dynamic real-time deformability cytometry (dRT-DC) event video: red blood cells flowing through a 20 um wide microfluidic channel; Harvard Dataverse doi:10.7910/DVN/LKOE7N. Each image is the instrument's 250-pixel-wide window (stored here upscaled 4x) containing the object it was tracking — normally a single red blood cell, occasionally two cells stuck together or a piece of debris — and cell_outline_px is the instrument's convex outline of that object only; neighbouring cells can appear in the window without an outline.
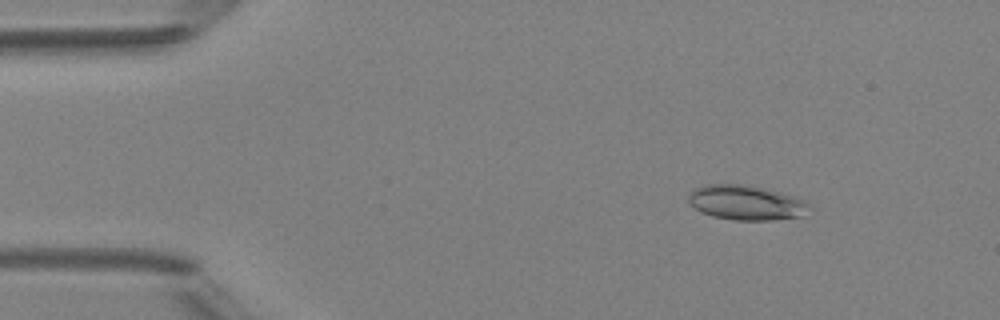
{"species": "Egyptian fruit bat (a non-hibernating species)", "species_latin": "Rousettus aegyptiacus", "temperature_condition": "room temperature", "stored_images_in_passage": 48, "camera_frame_rate_fps": 3000, "um_per_image_px": 0.085, "animal": {"sex": "female"}, "frame": {"image": 1, "passage_image": 6, "time_ms": 1.667, "image_size_px": [1000, 320], "cell_outline_px": [[808, 208], [800, 216], [772, 220], [736, 220], [712, 216], [700, 212], [688, 200], [688, 196], [692, 188], [704, 184], [748, 184], [780, 192], [804, 200], [808, 204]], "centroid_in_image_um": [63.35, 17.2], "position_along_channel_um": 21.7, "area_um2": 24.33}}
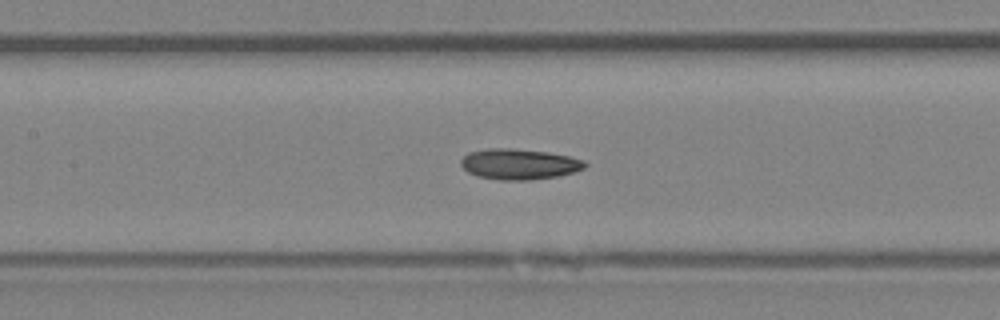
{"frame": {"image": 2, "passage_image": 22, "time_ms": 7.0, "image_size_px": [1000, 320], "cell_outline_px": [[588, 164], [584, 168], [576, 172], [556, 176], [532, 180], [500, 180], [476, 176], [468, 172], [460, 164], [460, 160], [468, 152], [488, 148], [508, 148], [548, 152], [568, 156], [584, 160]], "centroid_in_image_um": [44.12, 13.95], "position_along_channel_um": 163.3, "area_um2": 22.25}}
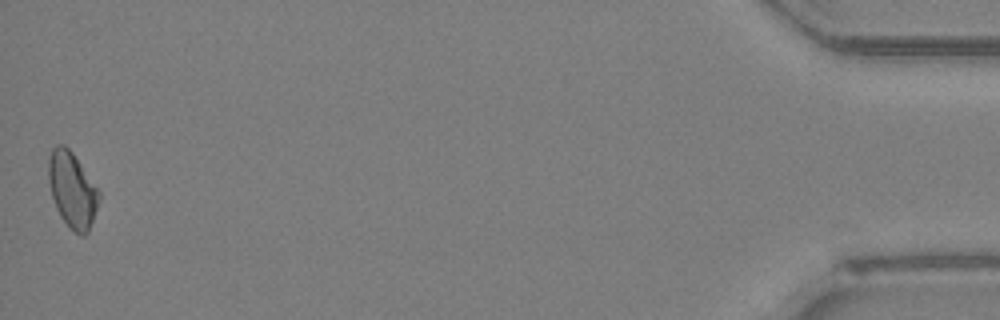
{"frame": {"image": 3, "passage_image": 48, "time_ms": 15.667, "image_size_px": [1000, 320], "cell_outline_px": [[100, 200], [88, 232], [84, 236], [80, 236], [60, 216], [56, 208], [52, 196], [48, 180], [48, 160], [52, 148], [56, 144], [64, 144], [72, 152], [100, 192]], "centroid_in_image_um": [6.13, 16.12], "position_along_channel_um": 429.1, "area_um2": 22.02}, "authors_computed_cell_mechanics": {"area_um2": 21.6172, "velocity_mm_per_s": 4.1932, "shape_relaxation_time_tau1_ms": 9.9303, "shape_relaxation_time_tau2_ms": 5.5206, "deformation_change_tau1": 0.1469, "deformation_change_tau2": 0.1189}}